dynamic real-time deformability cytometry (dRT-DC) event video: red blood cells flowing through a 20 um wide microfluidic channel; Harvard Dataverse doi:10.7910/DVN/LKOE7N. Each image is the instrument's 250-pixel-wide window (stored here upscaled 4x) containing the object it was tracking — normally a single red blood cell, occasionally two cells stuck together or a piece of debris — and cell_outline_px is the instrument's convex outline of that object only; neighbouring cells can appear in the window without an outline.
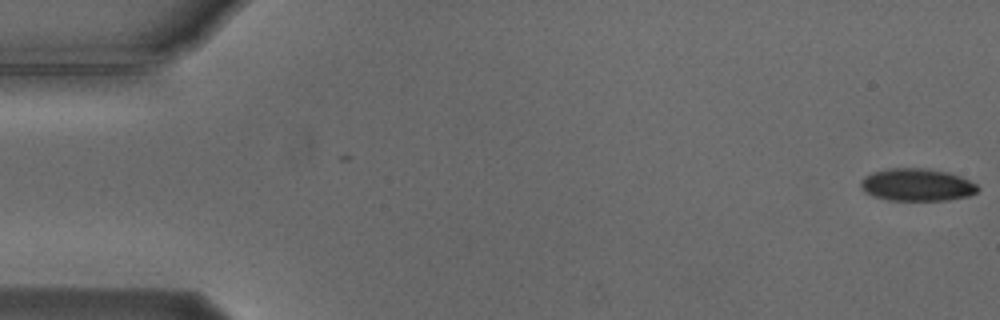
{"species": "Egyptian fruit bat (a non-hibernating species)", "species_latin": "Rousettus aegyptiacus", "temperature_condition": "cold", "stored_images_in_passage": 55, "camera_frame_rate_fps": 3000, "um_per_image_px": 0.085, "animal": {"sex": "male"}, "frame": {"image": 1, "passage_image": 1, "time_ms": 0.0, "image_size_px": [1000, 320], "cell_outline_px": [[980, 188], [976, 192], [968, 196], [948, 200], [888, 200], [872, 196], [864, 192], [860, 188], [860, 180], [864, 176], [872, 172], [888, 168], [928, 168], [948, 172], [960, 176], [976, 184]], "centroid_in_image_um": [77.9, 15.7], "position_along_channel_um": 7.1, "area_um2": 22.37}}
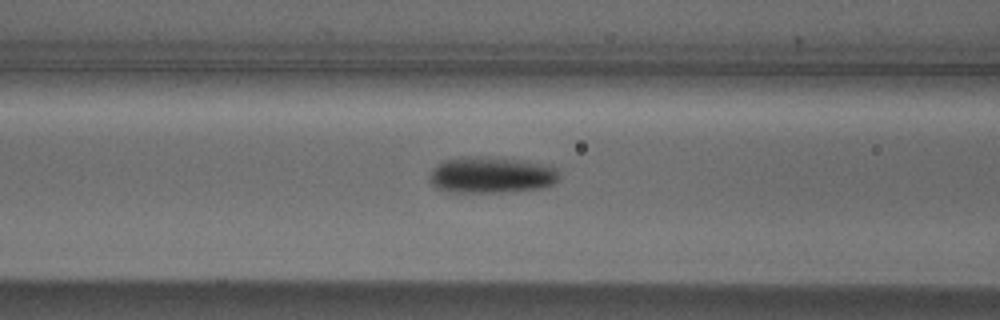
{"frame": {"image": 2, "passage_image": 22, "time_ms": 7.0, "image_size_px": [1000, 320], "cell_outline_px": [[560, 176], [552, 184], [544, 188], [504, 192], [448, 192], [436, 188], [428, 180], [428, 176], [432, 168], [436, 164], [444, 160], [460, 156], [480, 156], [524, 160], [548, 164], [556, 168]], "centroid_in_image_um": [41.73, 14.86], "position_along_channel_um": 124.9, "area_um2": 28.03}}
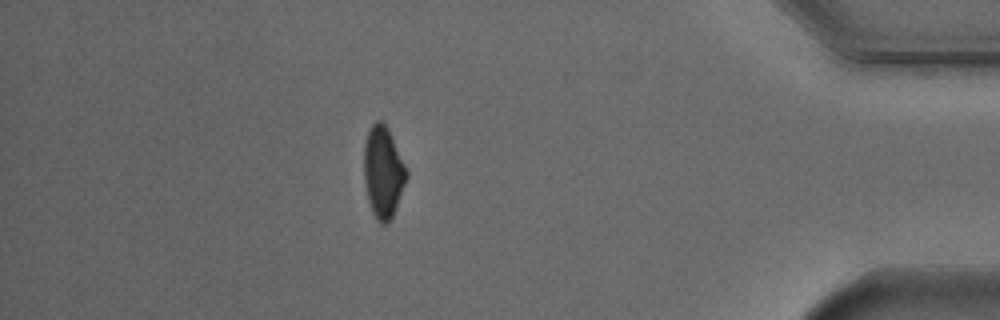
{"frame": {"image": 3, "passage_image": 48, "time_ms": 15.667, "image_size_px": [1000, 320], "cell_outline_px": [[408, 176], [392, 216], [388, 224], [380, 224], [376, 220], [372, 212], [368, 200], [364, 180], [364, 144], [368, 132], [372, 124], [376, 120], [380, 120], [388, 128], [408, 172]], "centroid_in_image_um": [32.55, 14.64], "position_along_channel_um": 402.6, "area_um2": 22.54}, "authors_computed_cell_mechanics": {"area_um2": 23.8714, "velocity_mm_per_s": 3.7407, "shape_relaxation_time_tau1_ms": 2.2745, "shape_relaxation_time_tau2_ms": null, "deformation_change_tau1": 0.1224, "deformation_change_tau2": null}}